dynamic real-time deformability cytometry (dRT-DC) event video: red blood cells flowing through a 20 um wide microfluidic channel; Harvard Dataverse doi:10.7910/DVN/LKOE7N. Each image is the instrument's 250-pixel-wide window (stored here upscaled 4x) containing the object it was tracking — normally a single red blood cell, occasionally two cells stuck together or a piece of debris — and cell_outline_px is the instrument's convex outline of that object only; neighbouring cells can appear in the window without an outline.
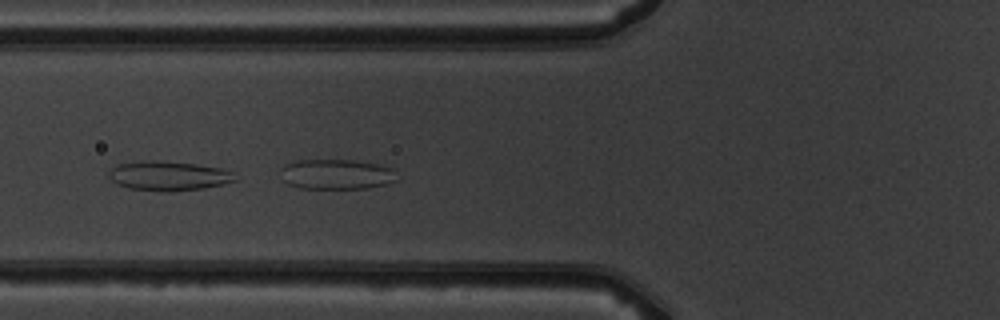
{"species": "common noctule bat (a hibernating species)", "species_latin": "Nyctalus noctula", "temperature_condition": "warm", "stored_images_in_passage": 2, "camera_frame_rate_fps": 3000, "um_per_image_px": 0.085, "animal": {"sex": "male", "body_mass_g": 19.5, "forearm_length_mm": 54.6}, "frame": {"image": 1, "passage_image": 2, "time_ms": 1.0, "image_size_px": [1000, 320], "cell_outline_px": [[396, 180], [384, 184], [368, 188], [300, 188], [288, 184], [284, 180], [280, 168], [296, 160], [352, 160], [380, 164], [392, 168]], "centroid_in_image_um": [28.59, 14.8], "position_along_channel_um": 97.2, "area_um2": 20.17}}